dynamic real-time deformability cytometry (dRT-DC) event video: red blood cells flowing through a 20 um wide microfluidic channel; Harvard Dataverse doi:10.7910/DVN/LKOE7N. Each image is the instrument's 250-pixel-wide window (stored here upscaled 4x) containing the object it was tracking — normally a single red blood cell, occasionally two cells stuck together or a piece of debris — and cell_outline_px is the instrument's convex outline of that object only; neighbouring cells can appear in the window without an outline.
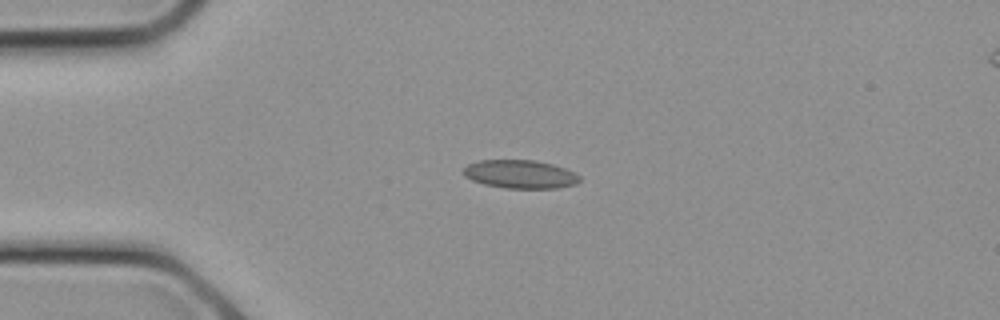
{"species": "common noctule bat (a hibernating species)", "species_latin": "Nyctalus noctula", "temperature_condition": "cold", "stored_images_in_passage": 15, "camera_frame_rate_fps": 3000, "um_per_image_px": 0.085, "animal": {"sex": "female", "body_mass_g": 21.9}, "frame": {"image": 1, "passage_image": 4, "time_ms": 1.0, "image_size_px": [1000, 320], "cell_outline_px": [[580, 180], [576, 184], [556, 188], [504, 188], [484, 184], [472, 180], [464, 176], [464, 168], [468, 164], [476, 160], [536, 160], [552, 164], [576, 172], [580, 176]], "centroid_in_image_um": [44.22, 14.8], "position_along_channel_um": 40.8, "area_um2": 19.31}}
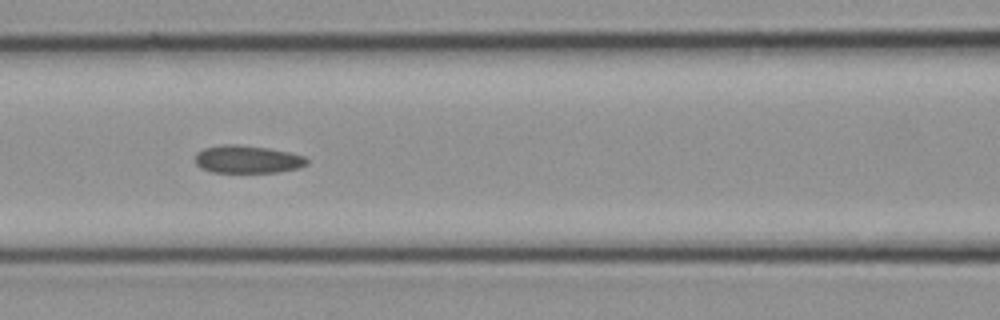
{"frame": {"image": 2, "passage_image": 9, "time_ms": 2.667, "image_size_px": [1000, 320], "cell_outline_px": [[308, 164], [300, 168], [276, 172], [212, 172], [200, 168], [196, 164], [196, 152], [204, 148], [220, 144], [236, 144], [268, 148], [288, 152], [304, 156], [308, 160]], "centroid_in_image_um": [21.02, 13.54], "position_along_channel_um": 145.6, "area_um2": 18.15}}
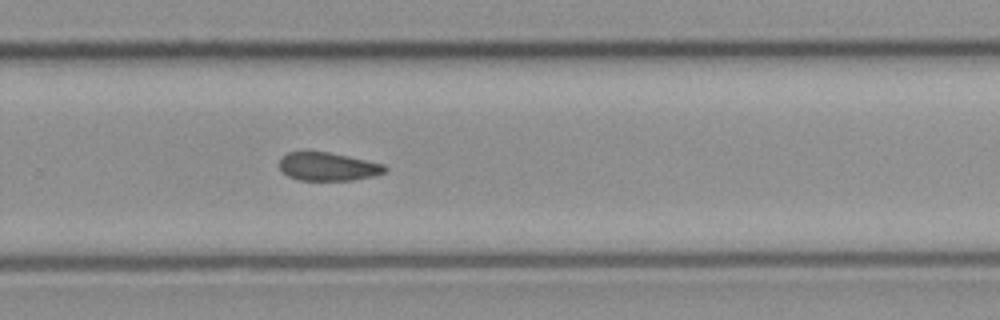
{"frame": {"image": 3, "passage_image": 15, "time_ms": 4.667, "image_size_px": [1000, 320], "cell_outline_px": [[388, 168], [384, 172], [372, 176], [352, 180], [300, 180], [288, 176], [280, 168], [280, 156], [288, 152], [328, 152], [348, 156], [384, 164]], "centroid_in_image_um": [27.86, 14.16], "position_along_channel_um": 301.9, "area_um2": 17.22}}